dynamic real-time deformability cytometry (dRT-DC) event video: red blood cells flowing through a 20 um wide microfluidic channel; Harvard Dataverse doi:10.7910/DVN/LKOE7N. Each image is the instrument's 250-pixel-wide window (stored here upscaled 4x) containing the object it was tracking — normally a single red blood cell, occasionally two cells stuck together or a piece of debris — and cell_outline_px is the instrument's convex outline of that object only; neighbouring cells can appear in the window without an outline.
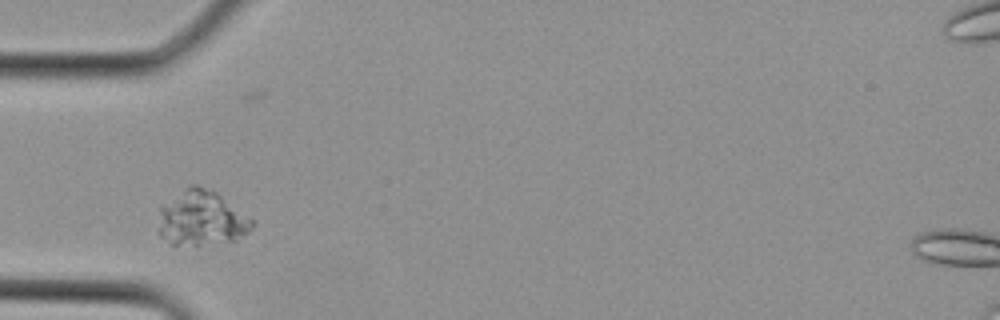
{"species": "Egyptian fruit bat (a non-hibernating species)", "species_latin": "Rousettus aegyptiacus", "temperature_condition": "cold", "stored_images_in_passage": 2, "camera_frame_rate_fps": 3000, "um_per_image_px": 0.085, "animal": {"sex": "female"}, "frame": {"image": 1, "passage_image": 1, "time_ms": 0.0, "image_size_px": [1000, 320], "cell_outline_px": [[256, 224], [248, 232], [236, 240], [196, 248], [172, 244], [160, 236], [160, 208], [192, 184], [196, 184], [216, 192], [256, 220]], "centroid_in_image_um": [17.21, 18.62], "position_along_channel_um": 67.8, "area_um2": 30.29}}